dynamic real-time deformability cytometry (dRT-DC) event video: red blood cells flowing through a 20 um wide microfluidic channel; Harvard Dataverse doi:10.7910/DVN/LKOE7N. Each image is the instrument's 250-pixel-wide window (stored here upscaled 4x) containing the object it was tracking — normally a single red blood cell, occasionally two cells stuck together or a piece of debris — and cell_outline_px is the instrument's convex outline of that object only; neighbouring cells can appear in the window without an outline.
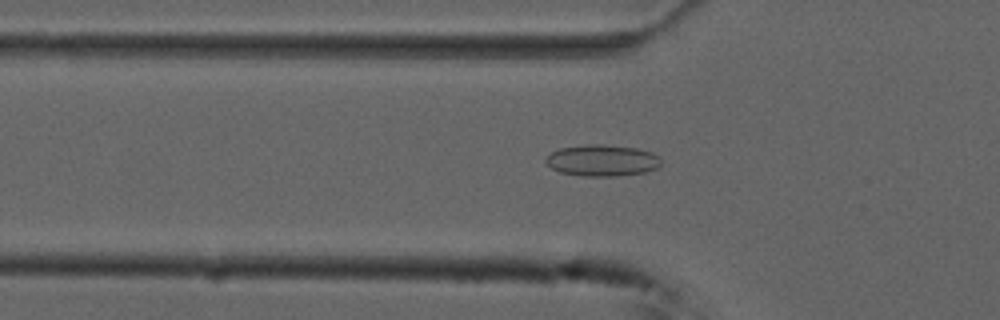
{"species": "common noctule bat (a hibernating species)", "species_latin": "Nyctalus noctula", "temperature_condition": "cold", "stored_images_in_passage": 38, "camera_frame_rate_fps": 3000, "um_per_image_px": 0.085, "animal": {"sex": "male", "forearm_length_mm": 52.5}, "frame": {"image": 1, "passage_image": 2, "time_ms": 0.333, "image_size_px": [1000, 320], "cell_outline_px": [[660, 168], [644, 172], [616, 176], [584, 176], [560, 172], [552, 168], [544, 160], [552, 152], [560, 148], [584, 144], [600, 144], [636, 148], [652, 152], [660, 156]], "centroid_in_image_um": [51.21, 13.63], "position_along_channel_um": 74.6, "area_um2": 21.15}}
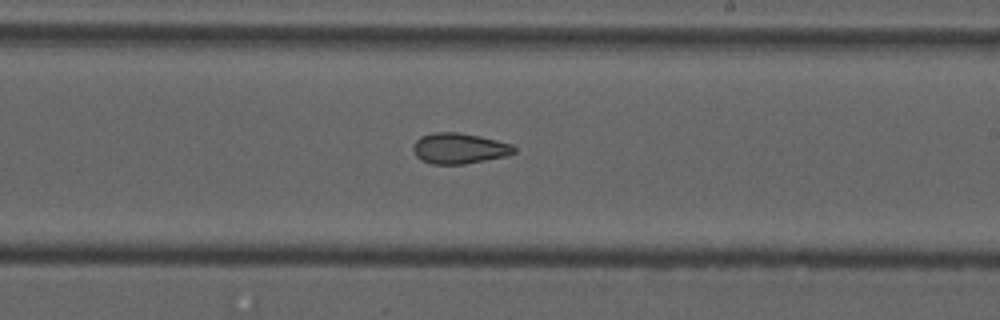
{"frame": {"image": 2, "passage_image": 16, "time_ms": 5.0, "image_size_px": [1000, 320], "cell_outline_px": [[516, 152], [504, 156], [464, 164], [432, 164], [420, 160], [416, 156], [412, 148], [416, 140], [420, 136], [432, 132], [460, 132], [480, 136], [512, 144], [516, 148]], "centroid_in_image_um": [39.0, 12.6], "position_along_channel_um": 250.0, "area_um2": 18.09}}
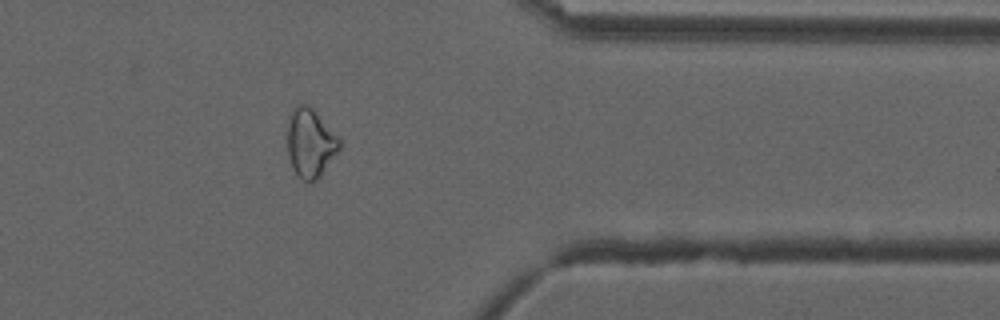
{"frame": {"image": 3, "passage_image": 28, "time_ms": 9.0, "image_size_px": [1000, 320], "cell_outline_px": [[340, 148], [320, 176], [312, 184], [308, 184], [300, 180], [296, 176], [292, 168], [288, 156], [288, 116], [292, 108], [300, 104], [308, 104], [340, 136]], "centroid_in_image_um": [26.37, 12.18], "position_along_channel_um": 385.0, "area_um2": 21.33}, "authors_computed_cell_mechanics": {"area_um2": 19.074, "velocity_mm_per_s": 3.7463, "shape_relaxation_time_tau1_ms": null, "shape_relaxation_time_tau2_ms": 3.7127, "deformation_change_tau1": null, "deformation_change_tau2": 0.1073}}